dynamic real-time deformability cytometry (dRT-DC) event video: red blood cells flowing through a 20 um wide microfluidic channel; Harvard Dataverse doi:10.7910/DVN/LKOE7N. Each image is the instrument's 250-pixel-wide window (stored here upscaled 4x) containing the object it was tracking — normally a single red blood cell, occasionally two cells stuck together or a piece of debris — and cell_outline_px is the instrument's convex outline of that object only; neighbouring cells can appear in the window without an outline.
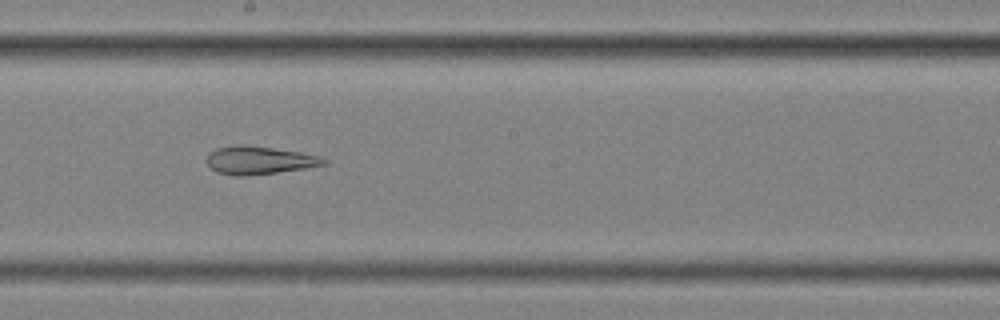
{"species": "common noctule bat (a hibernating species)", "species_latin": "Nyctalus noctula", "temperature_condition": "cold", "stored_images_in_passage": 41, "camera_frame_rate_fps": 3000, "um_per_image_px": 0.085, "animal": {"sex": "female", "body_mass_g": 25.1}, "frame": {"image": 1, "passage_image": 16, "time_ms": 5.0, "image_size_px": [1000, 320], "cell_outline_px": [[328, 164], [308, 168], [244, 176], [236, 176], [216, 172], [208, 164], [208, 152], [216, 148], [240, 144], [244, 144], [300, 152], [320, 156], [328, 160]], "centroid_in_image_um": [22.06, 13.62], "position_along_channel_um": 226.1, "area_um2": 19.13}}
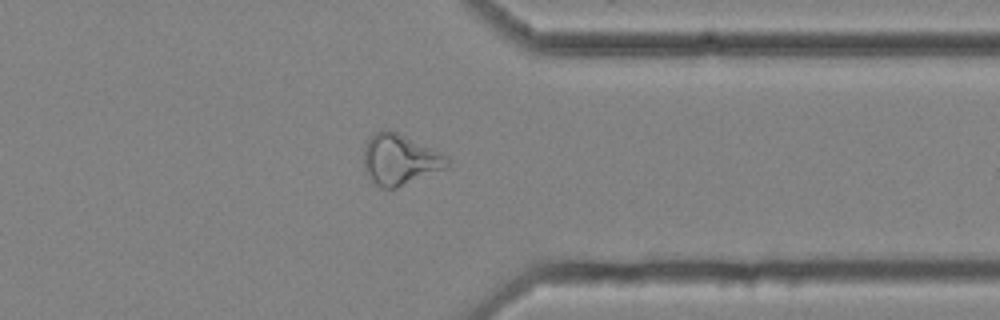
{"frame": {"image": 2, "passage_image": 29, "time_ms": 9.333, "image_size_px": [1000, 320], "cell_outline_px": [[452, 160], [448, 168], [396, 188], [380, 188], [372, 180], [364, 168], [364, 148], [372, 132], [388, 128], [448, 156]], "centroid_in_image_um": [34.01, 13.55], "position_along_channel_um": 377.4, "area_um2": 24.8}}
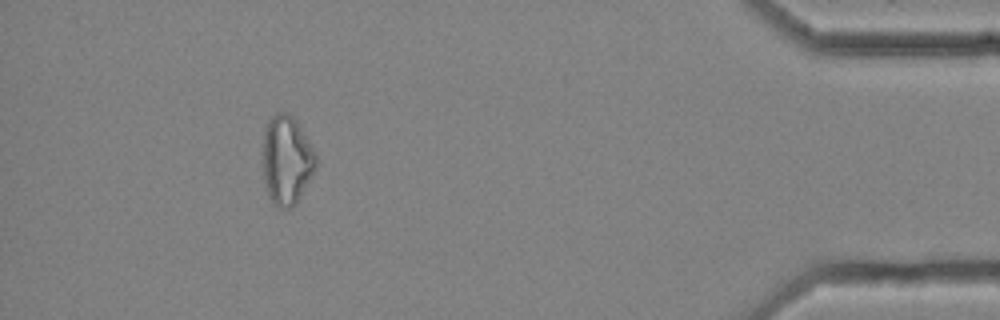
{"frame": {"image": 3, "passage_image": 36, "time_ms": 11.667, "image_size_px": [1000, 320], "cell_outline_px": [[316, 168], [312, 176], [300, 196], [288, 208], [276, 208], [272, 204], [268, 196], [264, 184], [264, 128], [268, 120], [276, 112], [288, 112], [296, 120], [312, 148], [316, 156]], "centroid_in_image_um": [24.35, 13.61], "position_along_channel_um": 410.9, "area_um2": 27.28}, "authors_computed_cell_mechanics": {"area_um2": 22.0796, "velocity_mm_per_s": 3.5628, "shape_relaxation_time_tau1_ms": null, "shape_relaxation_time_tau2_ms": 5.6217, "deformation_change_tau1": null, "deformation_change_tau2": 0.1498}}